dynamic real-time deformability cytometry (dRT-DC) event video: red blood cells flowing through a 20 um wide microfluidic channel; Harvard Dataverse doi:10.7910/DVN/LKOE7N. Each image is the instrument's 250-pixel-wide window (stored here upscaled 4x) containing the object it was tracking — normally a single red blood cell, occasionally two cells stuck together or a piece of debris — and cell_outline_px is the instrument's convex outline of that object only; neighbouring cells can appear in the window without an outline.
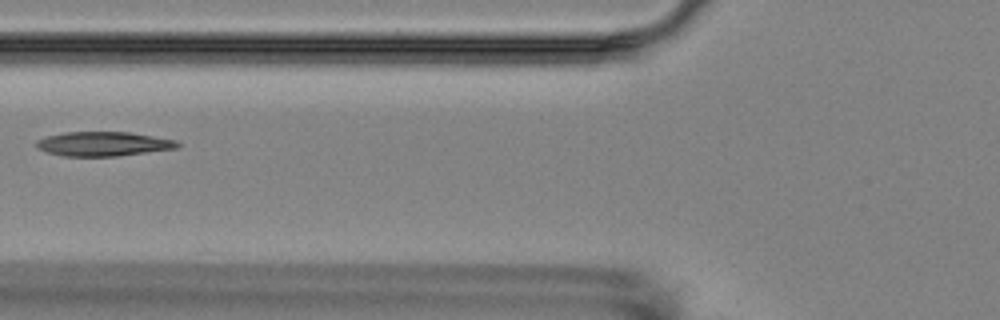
{"species": "Egyptian fruit bat (a non-hibernating species)", "species_latin": "Rousettus aegyptiacus", "temperature_condition": "room temperature", "stored_images_in_passage": 6, "camera_frame_rate_fps": 3000, "um_per_image_px": 0.085, "animal": {"sex": "female"}, "frame": {"image": 1, "passage_image": 6, "time_ms": 6.667, "image_size_px": [1000, 320], "cell_outline_px": [[180, 144], [176, 148], [116, 156], [60, 156], [36, 148], [36, 140], [44, 136], [64, 132], [128, 132], [176, 140]], "centroid_in_image_um": [8.71, 12.22], "position_along_channel_um": 117.1, "area_um2": 19.94}}